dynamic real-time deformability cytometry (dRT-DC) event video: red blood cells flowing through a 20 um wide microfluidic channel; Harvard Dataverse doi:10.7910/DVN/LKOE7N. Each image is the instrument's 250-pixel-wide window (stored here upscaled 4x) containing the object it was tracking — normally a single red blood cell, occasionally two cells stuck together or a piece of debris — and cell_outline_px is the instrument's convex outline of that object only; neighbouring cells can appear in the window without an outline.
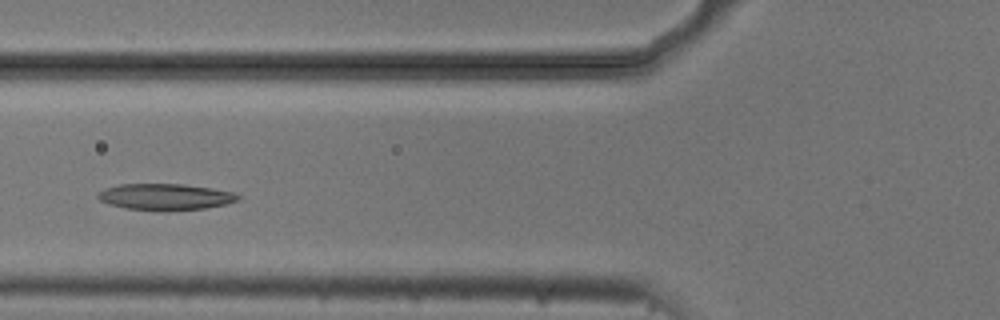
{"species": "common noctule bat (a hibernating species)", "species_latin": "Nyctalus noctula", "temperature_condition": "cold", "stored_images_in_passage": 4, "camera_frame_rate_fps": 3000, "um_per_image_px": 0.085, "animal": {"sex": "male", "body_mass_g": 20.5, "forearm_length_mm": 52.5}, "frame": {"image": 1, "passage_image": 4, "time_ms": 1.0, "image_size_px": [1000, 320], "cell_outline_px": [[240, 200], [224, 204], [204, 208], [168, 212], [160, 212], [124, 208], [108, 204], [100, 200], [96, 196], [104, 188], [120, 184], [184, 184], [212, 188], [232, 192], [240, 196]], "centroid_in_image_um": [14.03, 16.75], "position_along_channel_um": 111.8, "area_um2": 21.85}}